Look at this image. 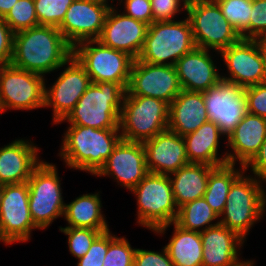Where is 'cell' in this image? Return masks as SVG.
I'll return each mask as SVG.
<instances>
[{
	"mask_svg": "<svg viewBox=\"0 0 266 266\" xmlns=\"http://www.w3.org/2000/svg\"><path fill=\"white\" fill-rule=\"evenodd\" d=\"M73 47L57 27L39 25L14 33L13 66L44 76L67 65Z\"/></svg>",
	"mask_w": 266,
	"mask_h": 266,
	"instance_id": "obj_1",
	"label": "cell"
},
{
	"mask_svg": "<svg viewBox=\"0 0 266 266\" xmlns=\"http://www.w3.org/2000/svg\"><path fill=\"white\" fill-rule=\"evenodd\" d=\"M121 139L119 128L70 125L64 133L59 155L68 167L96 176Z\"/></svg>",
	"mask_w": 266,
	"mask_h": 266,
	"instance_id": "obj_2",
	"label": "cell"
},
{
	"mask_svg": "<svg viewBox=\"0 0 266 266\" xmlns=\"http://www.w3.org/2000/svg\"><path fill=\"white\" fill-rule=\"evenodd\" d=\"M126 90L113 82L91 83L75 107L60 122L95 129L119 128Z\"/></svg>",
	"mask_w": 266,
	"mask_h": 266,
	"instance_id": "obj_3",
	"label": "cell"
},
{
	"mask_svg": "<svg viewBox=\"0 0 266 266\" xmlns=\"http://www.w3.org/2000/svg\"><path fill=\"white\" fill-rule=\"evenodd\" d=\"M243 174L229 189L219 223L246 239L250 228L264 217L266 191L262 188L261 180Z\"/></svg>",
	"mask_w": 266,
	"mask_h": 266,
	"instance_id": "obj_4",
	"label": "cell"
},
{
	"mask_svg": "<svg viewBox=\"0 0 266 266\" xmlns=\"http://www.w3.org/2000/svg\"><path fill=\"white\" fill-rule=\"evenodd\" d=\"M195 47L188 17L178 21H155L148 25L138 59L149 64L175 66L183 55Z\"/></svg>",
	"mask_w": 266,
	"mask_h": 266,
	"instance_id": "obj_5",
	"label": "cell"
},
{
	"mask_svg": "<svg viewBox=\"0 0 266 266\" xmlns=\"http://www.w3.org/2000/svg\"><path fill=\"white\" fill-rule=\"evenodd\" d=\"M169 104L153 97L125 93L120 113L121 138L145 142L168 129Z\"/></svg>",
	"mask_w": 266,
	"mask_h": 266,
	"instance_id": "obj_6",
	"label": "cell"
},
{
	"mask_svg": "<svg viewBox=\"0 0 266 266\" xmlns=\"http://www.w3.org/2000/svg\"><path fill=\"white\" fill-rule=\"evenodd\" d=\"M131 192L137 197L139 225L154 232L161 226L175 222L178 207L169 175L149 172Z\"/></svg>",
	"mask_w": 266,
	"mask_h": 266,
	"instance_id": "obj_7",
	"label": "cell"
},
{
	"mask_svg": "<svg viewBox=\"0 0 266 266\" xmlns=\"http://www.w3.org/2000/svg\"><path fill=\"white\" fill-rule=\"evenodd\" d=\"M73 56L85 68L92 83L113 82L127 90L135 60L129 54L105 46L96 39L76 44Z\"/></svg>",
	"mask_w": 266,
	"mask_h": 266,
	"instance_id": "obj_8",
	"label": "cell"
},
{
	"mask_svg": "<svg viewBox=\"0 0 266 266\" xmlns=\"http://www.w3.org/2000/svg\"><path fill=\"white\" fill-rule=\"evenodd\" d=\"M186 12L198 48L219 53L241 39L214 0H188Z\"/></svg>",
	"mask_w": 266,
	"mask_h": 266,
	"instance_id": "obj_9",
	"label": "cell"
},
{
	"mask_svg": "<svg viewBox=\"0 0 266 266\" xmlns=\"http://www.w3.org/2000/svg\"><path fill=\"white\" fill-rule=\"evenodd\" d=\"M57 168L42 161L27 181L29 210L37 229H46L53 220L63 216L65 203Z\"/></svg>",
	"mask_w": 266,
	"mask_h": 266,
	"instance_id": "obj_10",
	"label": "cell"
},
{
	"mask_svg": "<svg viewBox=\"0 0 266 266\" xmlns=\"http://www.w3.org/2000/svg\"><path fill=\"white\" fill-rule=\"evenodd\" d=\"M45 88L44 76L12 64L0 65V113L43 108Z\"/></svg>",
	"mask_w": 266,
	"mask_h": 266,
	"instance_id": "obj_11",
	"label": "cell"
},
{
	"mask_svg": "<svg viewBox=\"0 0 266 266\" xmlns=\"http://www.w3.org/2000/svg\"><path fill=\"white\" fill-rule=\"evenodd\" d=\"M29 210L28 183L0 186V241L26 242L36 229Z\"/></svg>",
	"mask_w": 266,
	"mask_h": 266,
	"instance_id": "obj_12",
	"label": "cell"
},
{
	"mask_svg": "<svg viewBox=\"0 0 266 266\" xmlns=\"http://www.w3.org/2000/svg\"><path fill=\"white\" fill-rule=\"evenodd\" d=\"M244 87L220 79L202 92L209 121L215 123L226 137L247 114Z\"/></svg>",
	"mask_w": 266,
	"mask_h": 266,
	"instance_id": "obj_13",
	"label": "cell"
},
{
	"mask_svg": "<svg viewBox=\"0 0 266 266\" xmlns=\"http://www.w3.org/2000/svg\"><path fill=\"white\" fill-rule=\"evenodd\" d=\"M181 90L175 66L134 60L126 90L128 95L153 97L170 105Z\"/></svg>",
	"mask_w": 266,
	"mask_h": 266,
	"instance_id": "obj_14",
	"label": "cell"
},
{
	"mask_svg": "<svg viewBox=\"0 0 266 266\" xmlns=\"http://www.w3.org/2000/svg\"><path fill=\"white\" fill-rule=\"evenodd\" d=\"M111 6L103 0H74L58 29L72 47L82 41L96 40Z\"/></svg>",
	"mask_w": 266,
	"mask_h": 266,
	"instance_id": "obj_15",
	"label": "cell"
},
{
	"mask_svg": "<svg viewBox=\"0 0 266 266\" xmlns=\"http://www.w3.org/2000/svg\"><path fill=\"white\" fill-rule=\"evenodd\" d=\"M68 67L57 78L51 88H45L44 107L53 108V123L58 124L75 107L80 97L92 83L85 68L72 55Z\"/></svg>",
	"mask_w": 266,
	"mask_h": 266,
	"instance_id": "obj_16",
	"label": "cell"
},
{
	"mask_svg": "<svg viewBox=\"0 0 266 266\" xmlns=\"http://www.w3.org/2000/svg\"><path fill=\"white\" fill-rule=\"evenodd\" d=\"M226 64L229 76L221 79L244 88L266 82V69L255 40L240 39L219 52Z\"/></svg>",
	"mask_w": 266,
	"mask_h": 266,
	"instance_id": "obj_17",
	"label": "cell"
},
{
	"mask_svg": "<svg viewBox=\"0 0 266 266\" xmlns=\"http://www.w3.org/2000/svg\"><path fill=\"white\" fill-rule=\"evenodd\" d=\"M148 173L143 143L121 139L96 175L114 176L122 187L131 191Z\"/></svg>",
	"mask_w": 266,
	"mask_h": 266,
	"instance_id": "obj_18",
	"label": "cell"
},
{
	"mask_svg": "<svg viewBox=\"0 0 266 266\" xmlns=\"http://www.w3.org/2000/svg\"><path fill=\"white\" fill-rule=\"evenodd\" d=\"M148 24L134 19L124 13H118L111 6L103 30L97 39L103 45L123 51L134 59H138L144 45Z\"/></svg>",
	"mask_w": 266,
	"mask_h": 266,
	"instance_id": "obj_19",
	"label": "cell"
},
{
	"mask_svg": "<svg viewBox=\"0 0 266 266\" xmlns=\"http://www.w3.org/2000/svg\"><path fill=\"white\" fill-rule=\"evenodd\" d=\"M143 146L150 173L170 175L189 164L184 138L168 129L143 142Z\"/></svg>",
	"mask_w": 266,
	"mask_h": 266,
	"instance_id": "obj_20",
	"label": "cell"
},
{
	"mask_svg": "<svg viewBox=\"0 0 266 266\" xmlns=\"http://www.w3.org/2000/svg\"><path fill=\"white\" fill-rule=\"evenodd\" d=\"M200 236L203 245L202 266H240L245 262L238 257L244 239L233 230L219 223L201 232Z\"/></svg>",
	"mask_w": 266,
	"mask_h": 266,
	"instance_id": "obj_21",
	"label": "cell"
},
{
	"mask_svg": "<svg viewBox=\"0 0 266 266\" xmlns=\"http://www.w3.org/2000/svg\"><path fill=\"white\" fill-rule=\"evenodd\" d=\"M208 49L195 47L175 64L181 89L204 92L215 85L221 76Z\"/></svg>",
	"mask_w": 266,
	"mask_h": 266,
	"instance_id": "obj_22",
	"label": "cell"
},
{
	"mask_svg": "<svg viewBox=\"0 0 266 266\" xmlns=\"http://www.w3.org/2000/svg\"><path fill=\"white\" fill-rule=\"evenodd\" d=\"M38 147L30 140L16 139L0 148V186L27 182L42 162Z\"/></svg>",
	"mask_w": 266,
	"mask_h": 266,
	"instance_id": "obj_23",
	"label": "cell"
},
{
	"mask_svg": "<svg viewBox=\"0 0 266 266\" xmlns=\"http://www.w3.org/2000/svg\"><path fill=\"white\" fill-rule=\"evenodd\" d=\"M266 138V119L261 116L247 113L235 129L227 136L232 153H225L228 164L246 166L259 152Z\"/></svg>",
	"mask_w": 266,
	"mask_h": 266,
	"instance_id": "obj_24",
	"label": "cell"
},
{
	"mask_svg": "<svg viewBox=\"0 0 266 266\" xmlns=\"http://www.w3.org/2000/svg\"><path fill=\"white\" fill-rule=\"evenodd\" d=\"M209 121L202 92L181 90L169 105L168 130L185 136Z\"/></svg>",
	"mask_w": 266,
	"mask_h": 266,
	"instance_id": "obj_25",
	"label": "cell"
},
{
	"mask_svg": "<svg viewBox=\"0 0 266 266\" xmlns=\"http://www.w3.org/2000/svg\"><path fill=\"white\" fill-rule=\"evenodd\" d=\"M224 134L213 122L207 121L196 131L183 136L189 163L219 167L228 164L227 155L218 157L220 136Z\"/></svg>",
	"mask_w": 266,
	"mask_h": 266,
	"instance_id": "obj_26",
	"label": "cell"
},
{
	"mask_svg": "<svg viewBox=\"0 0 266 266\" xmlns=\"http://www.w3.org/2000/svg\"><path fill=\"white\" fill-rule=\"evenodd\" d=\"M214 168L207 164L189 163L169 175L178 208L204 196L209 174Z\"/></svg>",
	"mask_w": 266,
	"mask_h": 266,
	"instance_id": "obj_27",
	"label": "cell"
},
{
	"mask_svg": "<svg viewBox=\"0 0 266 266\" xmlns=\"http://www.w3.org/2000/svg\"><path fill=\"white\" fill-rule=\"evenodd\" d=\"M170 225L174 226V233L165 248L174 266H202L203 245L200 233L183 229L175 222L161 226L154 232L164 234Z\"/></svg>",
	"mask_w": 266,
	"mask_h": 266,
	"instance_id": "obj_28",
	"label": "cell"
},
{
	"mask_svg": "<svg viewBox=\"0 0 266 266\" xmlns=\"http://www.w3.org/2000/svg\"><path fill=\"white\" fill-rule=\"evenodd\" d=\"M100 194H83L69 204H65L63 216L66 227L89 228L98 231L110 230L101 211Z\"/></svg>",
	"mask_w": 266,
	"mask_h": 266,
	"instance_id": "obj_29",
	"label": "cell"
},
{
	"mask_svg": "<svg viewBox=\"0 0 266 266\" xmlns=\"http://www.w3.org/2000/svg\"><path fill=\"white\" fill-rule=\"evenodd\" d=\"M234 164H225L215 167L209 174L206 191L203 198L219 217L222 214L227 200L228 192L233 182L244 172L242 169H235ZM241 170V171H240Z\"/></svg>",
	"mask_w": 266,
	"mask_h": 266,
	"instance_id": "obj_30",
	"label": "cell"
},
{
	"mask_svg": "<svg viewBox=\"0 0 266 266\" xmlns=\"http://www.w3.org/2000/svg\"><path fill=\"white\" fill-rule=\"evenodd\" d=\"M217 218L219 216L202 197L179 207L175 223L183 229L201 233L209 227L219 224V220L217 223L211 224ZM202 226L205 227L201 228Z\"/></svg>",
	"mask_w": 266,
	"mask_h": 266,
	"instance_id": "obj_31",
	"label": "cell"
},
{
	"mask_svg": "<svg viewBox=\"0 0 266 266\" xmlns=\"http://www.w3.org/2000/svg\"><path fill=\"white\" fill-rule=\"evenodd\" d=\"M222 14L238 33L241 39H247V27L250 24L252 0H214Z\"/></svg>",
	"mask_w": 266,
	"mask_h": 266,
	"instance_id": "obj_32",
	"label": "cell"
},
{
	"mask_svg": "<svg viewBox=\"0 0 266 266\" xmlns=\"http://www.w3.org/2000/svg\"><path fill=\"white\" fill-rule=\"evenodd\" d=\"M3 19L14 33L39 26L34 0H18Z\"/></svg>",
	"mask_w": 266,
	"mask_h": 266,
	"instance_id": "obj_33",
	"label": "cell"
},
{
	"mask_svg": "<svg viewBox=\"0 0 266 266\" xmlns=\"http://www.w3.org/2000/svg\"><path fill=\"white\" fill-rule=\"evenodd\" d=\"M136 248L124 237H116L108 230V250L102 266H133Z\"/></svg>",
	"mask_w": 266,
	"mask_h": 266,
	"instance_id": "obj_34",
	"label": "cell"
},
{
	"mask_svg": "<svg viewBox=\"0 0 266 266\" xmlns=\"http://www.w3.org/2000/svg\"><path fill=\"white\" fill-rule=\"evenodd\" d=\"M74 0H34L39 25L59 27Z\"/></svg>",
	"mask_w": 266,
	"mask_h": 266,
	"instance_id": "obj_35",
	"label": "cell"
},
{
	"mask_svg": "<svg viewBox=\"0 0 266 266\" xmlns=\"http://www.w3.org/2000/svg\"><path fill=\"white\" fill-rule=\"evenodd\" d=\"M65 235H68V246L70 253L76 259L82 258L93 241L103 232L89 228H76V227H60L59 229Z\"/></svg>",
	"mask_w": 266,
	"mask_h": 266,
	"instance_id": "obj_36",
	"label": "cell"
},
{
	"mask_svg": "<svg viewBox=\"0 0 266 266\" xmlns=\"http://www.w3.org/2000/svg\"><path fill=\"white\" fill-rule=\"evenodd\" d=\"M155 21H175L174 16L182 9L186 11L188 0H150ZM183 2V3H181Z\"/></svg>",
	"mask_w": 266,
	"mask_h": 266,
	"instance_id": "obj_37",
	"label": "cell"
},
{
	"mask_svg": "<svg viewBox=\"0 0 266 266\" xmlns=\"http://www.w3.org/2000/svg\"><path fill=\"white\" fill-rule=\"evenodd\" d=\"M247 113L266 119V82L249 86L244 89Z\"/></svg>",
	"mask_w": 266,
	"mask_h": 266,
	"instance_id": "obj_38",
	"label": "cell"
},
{
	"mask_svg": "<svg viewBox=\"0 0 266 266\" xmlns=\"http://www.w3.org/2000/svg\"><path fill=\"white\" fill-rule=\"evenodd\" d=\"M261 36H266V0H252L247 39L254 40Z\"/></svg>",
	"mask_w": 266,
	"mask_h": 266,
	"instance_id": "obj_39",
	"label": "cell"
},
{
	"mask_svg": "<svg viewBox=\"0 0 266 266\" xmlns=\"http://www.w3.org/2000/svg\"><path fill=\"white\" fill-rule=\"evenodd\" d=\"M108 250V231L101 233L91 244L87 253L78 259L77 266H102Z\"/></svg>",
	"mask_w": 266,
	"mask_h": 266,
	"instance_id": "obj_40",
	"label": "cell"
},
{
	"mask_svg": "<svg viewBox=\"0 0 266 266\" xmlns=\"http://www.w3.org/2000/svg\"><path fill=\"white\" fill-rule=\"evenodd\" d=\"M133 266H174L168 251L163 247L162 252L136 249Z\"/></svg>",
	"mask_w": 266,
	"mask_h": 266,
	"instance_id": "obj_41",
	"label": "cell"
},
{
	"mask_svg": "<svg viewBox=\"0 0 266 266\" xmlns=\"http://www.w3.org/2000/svg\"><path fill=\"white\" fill-rule=\"evenodd\" d=\"M125 15L145 22L148 25L153 23V14L150 0H125Z\"/></svg>",
	"mask_w": 266,
	"mask_h": 266,
	"instance_id": "obj_42",
	"label": "cell"
},
{
	"mask_svg": "<svg viewBox=\"0 0 266 266\" xmlns=\"http://www.w3.org/2000/svg\"><path fill=\"white\" fill-rule=\"evenodd\" d=\"M14 32L3 18H0V65H9L13 54Z\"/></svg>",
	"mask_w": 266,
	"mask_h": 266,
	"instance_id": "obj_43",
	"label": "cell"
},
{
	"mask_svg": "<svg viewBox=\"0 0 266 266\" xmlns=\"http://www.w3.org/2000/svg\"><path fill=\"white\" fill-rule=\"evenodd\" d=\"M249 167L258 180H262L266 183V138L264 139L259 152L245 166V170Z\"/></svg>",
	"mask_w": 266,
	"mask_h": 266,
	"instance_id": "obj_44",
	"label": "cell"
},
{
	"mask_svg": "<svg viewBox=\"0 0 266 266\" xmlns=\"http://www.w3.org/2000/svg\"><path fill=\"white\" fill-rule=\"evenodd\" d=\"M18 0H0V18H4Z\"/></svg>",
	"mask_w": 266,
	"mask_h": 266,
	"instance_id": "obj_45",
	"label": "cell"
},
{
	"mask_svg": "<svg viewBox=\"0 0 266 266\" xmlns=\"http://www.w3.org/2000/svg\"><path fill=\"white\" fill-rule=\"evenodd\" d=\"M259 47V50L261 52L262 58L264 60V65L266 69V36H261L256 39H254Z\"/></svg>",
	"mask_w": 266,
	"mask_h": 266,
	"instance_id": "obj_46",
	"label": "cell"
},
{
	"mask_svg": "<svg viewBox=\"0 0 266 266\" xmlns=\"http://www.w3.org/2000/svg\"><path fill=\"white\" fill-rule=\"evenodd\" d=\"M254 265V260H246L243 264L240 266H253Z\"/></svg>",
	"mask_w": 266,
	"mask_h": 266,
	"instance_id": "obj_47",
	"label": "cell"
}]
</instances>
